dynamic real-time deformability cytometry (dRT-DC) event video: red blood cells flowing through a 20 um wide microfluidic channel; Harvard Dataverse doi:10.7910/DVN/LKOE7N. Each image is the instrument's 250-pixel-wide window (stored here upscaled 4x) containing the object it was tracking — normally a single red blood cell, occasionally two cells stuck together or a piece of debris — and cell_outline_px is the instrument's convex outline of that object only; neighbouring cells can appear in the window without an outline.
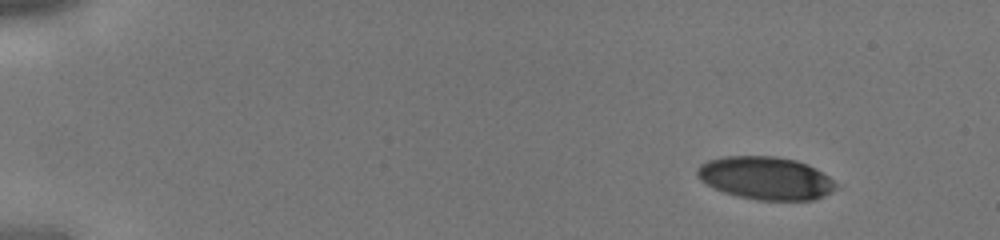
{"species": "human", "species_latin": "Homo sapiens", "temperature_condition": "cold", "stored_images_in_passage": 7, "camera_frame_rate_fps": 3000, "um_per_image_px": 0.085, "donor": {"sex": "male"}, "frame": {"image": 1, "passage_image": 1, "time_ms": 0.0, "image_size_px": [1000, 240], "cell_outline_px": [[836, 188], [824, 196], [812, 200], [756, 200], [724, 192], [700, 180], [696, 172], [696, 168], [700, 164], [708, 160], [724, 156], [776, 156], [796, 160], [808, 164], [816, 168], [828, 176], [836, 184]], "centroid_in_image_um": [65.08, 15.13], "position_along_channel_um": 19.9, "area_um2": 34.56}}
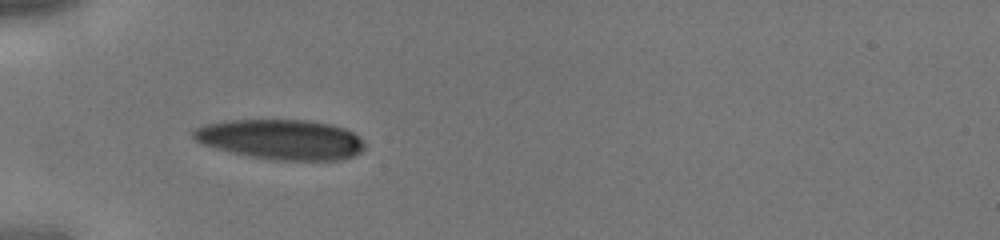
{"frame": {"image": 2, "passage_image": 5, "time_ms": 1.333, "image_size_px": [1000, 240], "cell_outline_px": [[364, 148], [360, 152], [352, 156], [340, 160], [272, 160], [248, 156], [216, 148], [204, 144], [196, 140], [192, 136], [192, 128], [204, 124], [224, 120], [308, 120], [332, 124], [344, 128], [352, 132], [364, 140]], "centroid_in_image_um": [23.87, 11.84], "position_along_channel_um": 61.1, "area_um2": 40.17}}
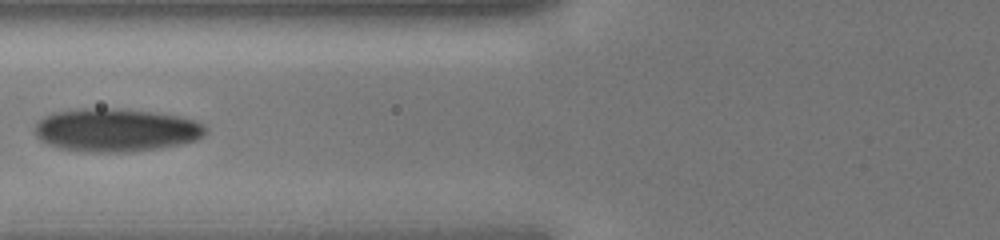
{"frame": {"image": 3, "passage_image": 7, "time_ms": 2.0, "image_size_px": [1000, 240], "cell_outline_px": [[208, 132], [196, 140], [180, 144], [160, 148], [124, 152], [80, 152], [56, 148], [40, 140], [36, 136], [36, 120], [44, 116], [56, 112], [80, 108], [116, 108], [152, 112], [180, 116], [196, 120], [204, 124], [208, 128]], "centroid_in_image_um": [9.85, 11.06], "position_along_channel_um": 115.9, "area_um2": 43.41}}